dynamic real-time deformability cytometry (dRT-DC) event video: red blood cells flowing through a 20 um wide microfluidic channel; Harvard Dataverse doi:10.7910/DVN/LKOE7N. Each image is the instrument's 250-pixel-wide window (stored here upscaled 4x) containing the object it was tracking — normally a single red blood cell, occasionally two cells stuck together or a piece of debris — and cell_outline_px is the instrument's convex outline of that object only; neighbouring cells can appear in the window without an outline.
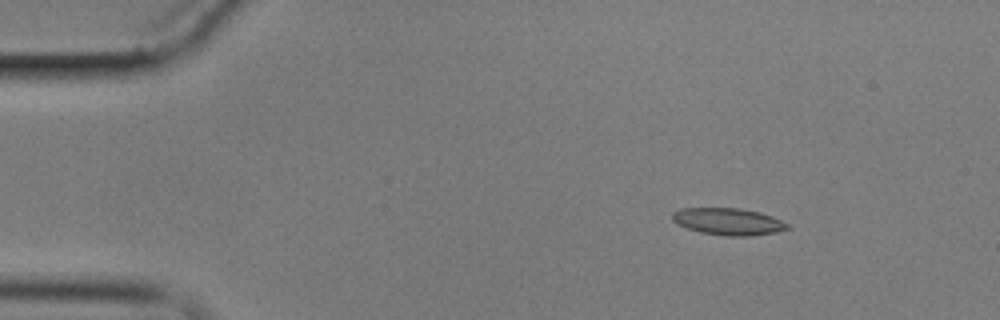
{"species": "common noctule bat (a hibernating species)", "species_latin": "Nyctalus noctula", "temperature_condition": "cold", "stored_images_in_passage": 5, "camera_frame_rate_fps": 3000, "um_per_image_px": 0.085, "animal": {"sex": "male", "body_mass_g": 17.9}, "frame": {"image": 1, "passage_image": 3, "time_ms": 2.333, "image_size_px": [1000, 320], "cell_outline_px": [[792, 228], [776, 232], [748, 236], [724, 236], [700, 232], [676, 224], [672, 220], [672, 212], [680, 208], [740, 208], [760, 212], [772, 216], [788, 224]], "centroid_in_image_um": [61.89, 18.83], "position_along_channel_um": 23.1, "area_um2": 18.21}}